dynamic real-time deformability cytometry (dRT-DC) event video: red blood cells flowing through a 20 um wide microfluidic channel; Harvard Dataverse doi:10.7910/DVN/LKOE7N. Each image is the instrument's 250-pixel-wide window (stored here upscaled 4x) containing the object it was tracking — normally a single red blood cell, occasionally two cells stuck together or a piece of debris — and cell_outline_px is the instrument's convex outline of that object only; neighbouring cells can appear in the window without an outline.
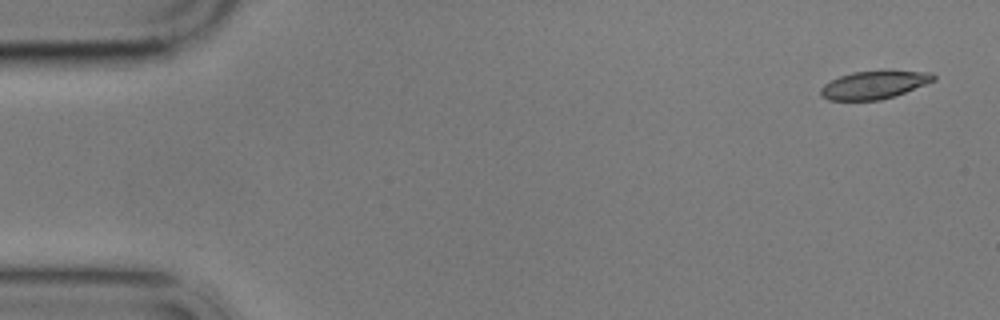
{"species": "common noctule bat (a hibernating species)", "species_latin": "Nyctalus noctula", "temperature_condition": "cold", "stored_images_in_passage": 5, "camera_frame_rate_fps": 3000, "um_per_image_px": 0.085, "animal": {"sex": "male", "body_mass_g": 17.9}, "frame": {"image": 1, "passage_image": 1, "time_ms": 0.0, "image_size_px": [1000, 320], "cell_outline_px": [[936, 80], [904, 92], [880, 100], [828, 100], [820, 96], [820, 88], [824, 84], [840, 76], [852, 72], [888, 68], [932, 72], [936, 76]], "centroid_in_image_um": [74.34, 7.16], "position_along_channel_um": 10.7, "area_um2": 19.02}}
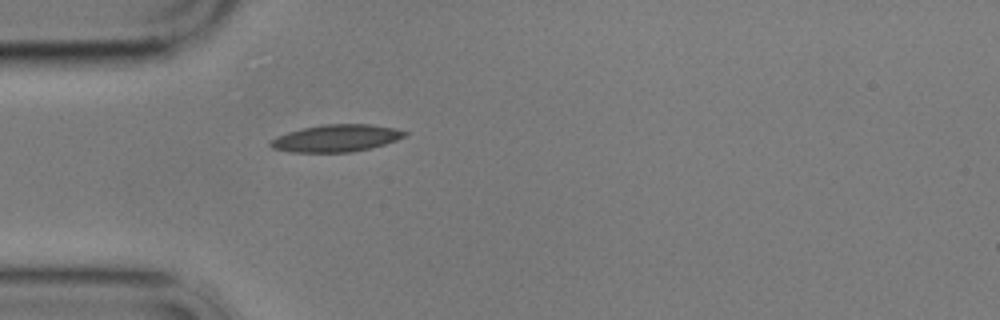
{"frame": {"image": 2, "passage_image": 5, "time_ms": 4.667, "image_size_px": [1000, 320], "cell_outline_px": [[408, 132], [404, 136], [396, 140], [384, 144], [352, 152], [288, 152], [272, 148], [268, 144], [276, 136], [288, 132], [304, 128], [324, 124], [368, 124], [396, 128]], "centroid_in_image_um": [28.56, 11.75], "position_along_channel_um": 56.4, "area_um2": 21.1}}